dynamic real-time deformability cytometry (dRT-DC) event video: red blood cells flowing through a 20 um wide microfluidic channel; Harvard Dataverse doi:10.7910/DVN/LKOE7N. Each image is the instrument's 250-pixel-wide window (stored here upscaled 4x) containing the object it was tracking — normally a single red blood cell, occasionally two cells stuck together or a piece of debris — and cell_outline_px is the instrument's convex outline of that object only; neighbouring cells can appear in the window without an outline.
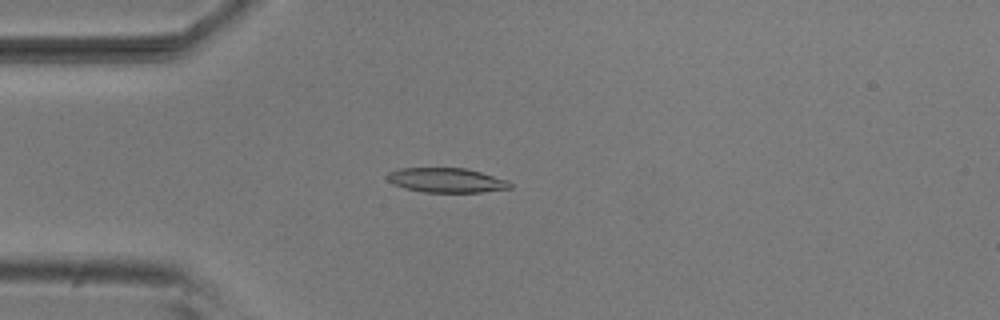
{"species": "common noctule bat (a hibernating species)", "species_latin": "Nyctalus noctula", "temperature_condition": "room temperature", "stored_images_in_passage": 53, "camera_frame_rate_fps": 3000, "um_per_image_px": 0.085, "animal": {"sex": "male", "body_mass_g": 20.5, "forearm_length_mm": 52.5}, "frame": {"image": 1, "passage_image": 14, "time_ms": 4.333, "image_size_px": [1000, 320], "cell_outline_px": [[512, 188], [480, 192], [424, 192], [404, 188], [388, 180], [384, 176], [388, 172], [400, 168], [464, 168], [480, 172], [508, 180], [512, 184]], "centroid_in_image_um": [37.94, 15.32], "position_along_channel_um": 47.1, "area_um2": 17.51}}
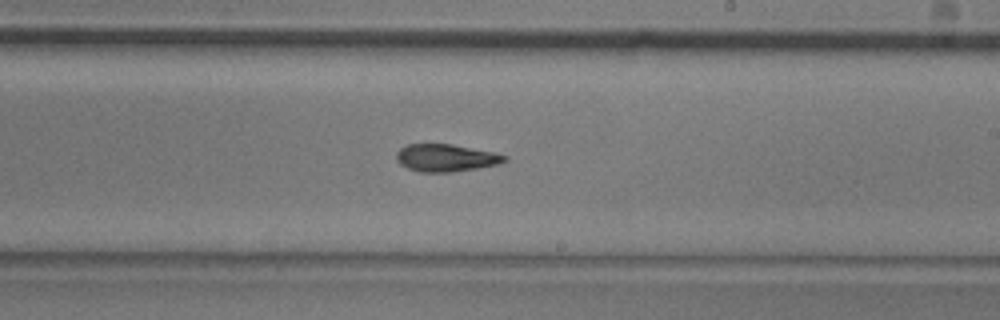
{"frame": {"image": 2, "passage_image": 31, "time_ms": 10.0, "image_size_px": [1000, 320], "cell_outline_px": [[508, 160], [496, 164], [476, 168], [452, 172], [420, 172], [408, 168], [400, 164], [396, 160], [396, 152], [400, 148], [408, 144], [452, 144], [492, 152], [508, 156]], "centroid_in_image_um": [37.86, 13.41], "position_along_channel_um": 251.1, "area_um2": 17.17}}
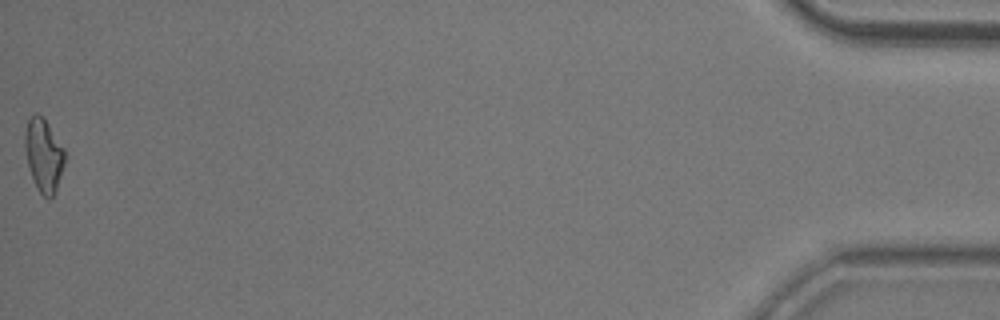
{"frame": {"image": 3, "passage_image": 53, "time_ms": 17.333, "image_size_px": [1000, 320], "cell_outline_px": [[64, 164], [52, 200], [48, 200], [40, 192], [32, 176], [28, 164], [24, 148], [24, 136], [28, 120], [36, 112], [48, 124], [64, 148]], "centroid_in_image_um": [3.71, 13.2], "position_along_channel_um": 431.5, "area_um2": 16.59}, "authors_computed_cell_mechanics": {"area_um2": 17.4556, "velocity_mm_per_s": 3.8233, "shape_relaxation_time_tau1_ms": 7.9146, "shape_relaxation_time_tau2_ms": 4.528, "deformation_change_tau1": 0.2112, "deformation_change_tau2": 0.1321}}